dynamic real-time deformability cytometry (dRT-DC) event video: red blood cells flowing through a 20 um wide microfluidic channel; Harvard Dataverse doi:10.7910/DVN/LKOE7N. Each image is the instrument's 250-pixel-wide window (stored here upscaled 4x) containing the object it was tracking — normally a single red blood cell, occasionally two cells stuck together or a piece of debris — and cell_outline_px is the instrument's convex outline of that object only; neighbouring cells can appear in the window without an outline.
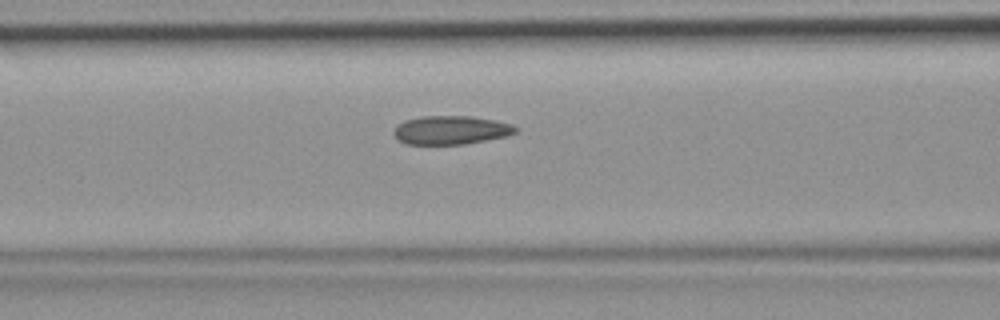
{"species": "common noctule bat (a hibernating species)", "species_latin": "Nyctalus noctula", "temperature_condition": "room temperature", "stored_images_in_passage": 48, "camera_frame_rate_fps": 3000, "um_per_image_px": 0.085, "animal": {"sex": "female", "body_mass_g": 19.9}, "frame": {"image": 1, "passage_image": 20, "time_ms": 6.333, "image_size_px": [1000, 320], "cell_outline_px": [[516, 132], [508, 136], [464, 144], [404, 144], [392, 132], [404, 120], [420, 116], [468, 116], [496, 120], [512, 124], [516, 128]], "centroid_in_image_um": [38.34, 11.05], "position_along_channel_um": 128.3, "area_um2": 20.23}}
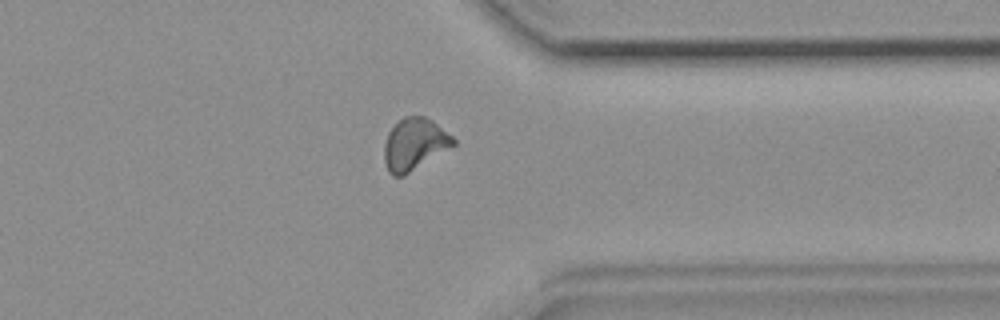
{"frame": {"image": 2, "passage_image": 38, "time_ms": 12.333, "image_size_px": [1000, 320], "cell_outline_px": [[456, 144], [408, 172], [400, 176], [392, 176], [388, 172], [384, 160], [384, 144], [388, 132], [404, 116], [424, 116], [432, 120], [452, 136], [456, 140]], "centroid_in_image_um": [35.21, 12.24], "position_along_channel_um": 376.2, "area_um2": 20.46}}
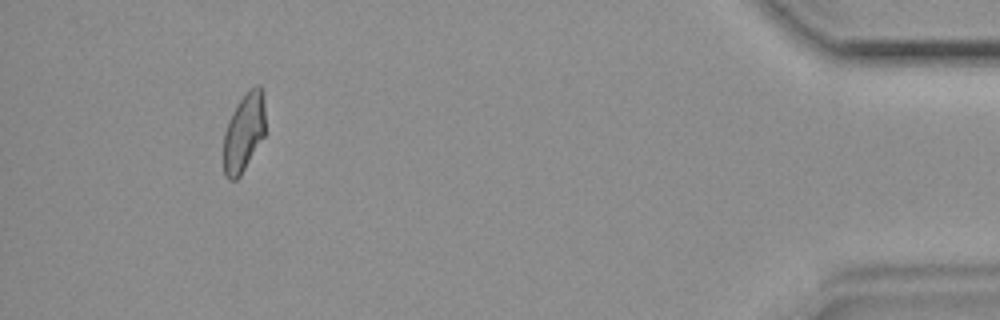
{"frame": {"image": 3, "passage_image": 45, "time_ms": 14.667, "image_size_px": [1000, 320], "cell_outline_px": [[264, 136], [240, 176], [236, 180], [228, 180], [224, 176], [224, 132], [228, 120], [236, 104], [248, 88], [256, 84], [260, 84], [264, 92]], "centroid_in_image_um": [20.73, 11.21], "position_along_channel_um": 414.5, "area_um2": 19.36}}